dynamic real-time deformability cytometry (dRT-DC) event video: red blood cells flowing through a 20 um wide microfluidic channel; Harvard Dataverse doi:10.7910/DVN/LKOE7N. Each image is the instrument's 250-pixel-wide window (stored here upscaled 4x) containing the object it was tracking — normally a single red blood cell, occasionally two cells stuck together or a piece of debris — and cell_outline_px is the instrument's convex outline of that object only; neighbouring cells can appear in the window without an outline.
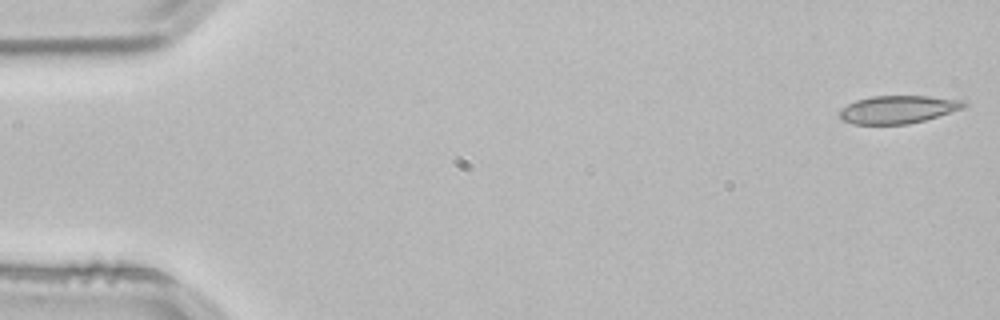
{"species": "common noctule bat (a hibernating species)", "species_latin": "Nyctalus noctula", "temperature_condition": "room temperature", "stored_images_in_passage": 52, "camera_frame_rate_fps": 3000, "um_per_image_px": 0.085, "animal": {"sex": "male", "body_mass_g": 21.5, "forearm_length_mm": 52.0}, "frame": {"image": 1, "passage_image": 1, "time_ms": 0.0, "image_size_px": [1000, 320], "cell_outline_px": [[968, 104], [964, 108], [924, 120], [908, 124], [852, 124], [840, 120], [836, 112], [848, 104], [856, 100], [872, 96], [928, 96], [964, 100]], "centroid_in_image_um": [76.28, 9.3], "position_along_channel_um": 8.7, "area_um2": 20.35}}
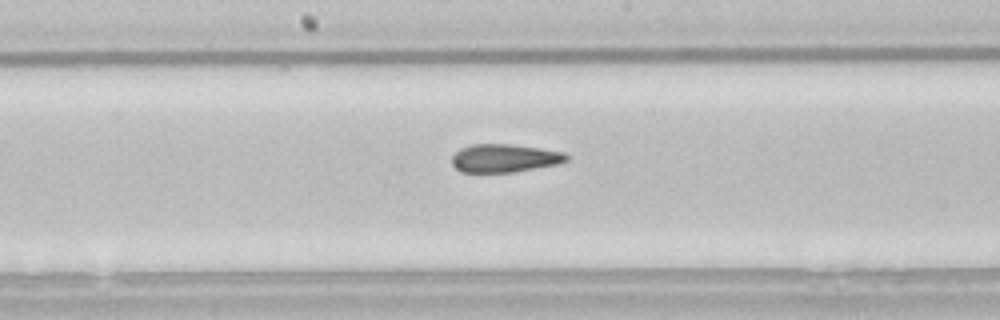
{"frame": {"image": 2, "passage_image": 27, "time_ms": 8.667, "image_size_px": [1000, 320], "cell_outline_px": [[568, 160], [556, 164], [512, 172], [460, 172], [452, 164], [452, 156], [460, 148], [472, 144], [508, 144], [540, 148], [564, 152], [568, 156]], "centroid_in_image_um": [42.85, 13.44], "position_along_channel_um": 205.3, "area_um2": 18.67}}
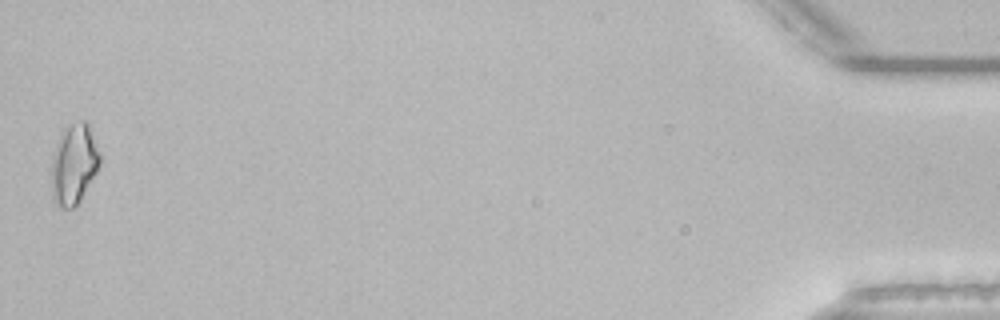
{"frame": {"image": 3, "passage_image": 52, "time_ms": 17.0, "image_size_px": [1000, 320], "cell_outline_px": [[104, 160], [80, 200], [72, 208], [60, 208], [56, 204], [52, 196], [52, 152], [64, 128], [80, 120], [84, 120], [88, 124]], "centroid_in_image_um": [6.31, 13.94], "position_along_channel_um": 428.9, "area_um2": 22.89}, "authors_computed_cell_mechanics": {"area_um2": 19.5942, "velocity_mm_per_s": 3.8463, "shape_relaxation_time_tau1_ms": null, "shape_relaxation_time_tau2_ms": 3.1158, "deformation_change_tau1": null, "deformation_change_tau2": 0.1081}}